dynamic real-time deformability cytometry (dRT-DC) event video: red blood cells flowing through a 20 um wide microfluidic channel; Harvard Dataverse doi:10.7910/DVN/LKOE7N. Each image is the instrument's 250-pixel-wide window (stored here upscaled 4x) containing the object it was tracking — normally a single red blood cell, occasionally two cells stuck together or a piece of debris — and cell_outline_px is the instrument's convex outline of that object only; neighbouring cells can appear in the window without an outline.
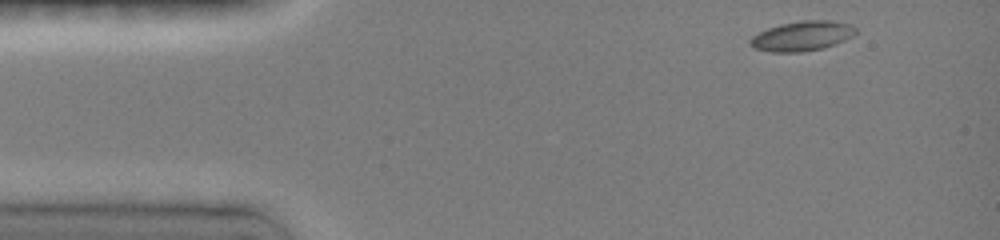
{"species": "common noctule bat (a hibernating species)", "species_latin": "Nyctalus noctula", "temperature_condition": "room temperature", "stored_images_in_passage": 5, "camera_frame_rate_fps": 3000, "um_per_image_px": 0.085, "animal": {"sex": "female", "body_mass_g": 19.0, "forearm_length_mm": 51.5}, "frame": {"image": 1, "passage_image": 1, "time_ms": 0.0, "image_size_px": [1000, 240], "cell_outline_px": [[856, 32], [852, 36], [844, 40], [824, 48], [800, 52], [772, 52], [756, 48], [748, 40], [752, 36], [768, 28], [780, 24], [804, 20], [828, 20], [848, 24], [856, 28]], "centroid_in_image_um": [68.18, 3.06], "position_along_channel_um": 16.8, "area_um2": 18.03}}
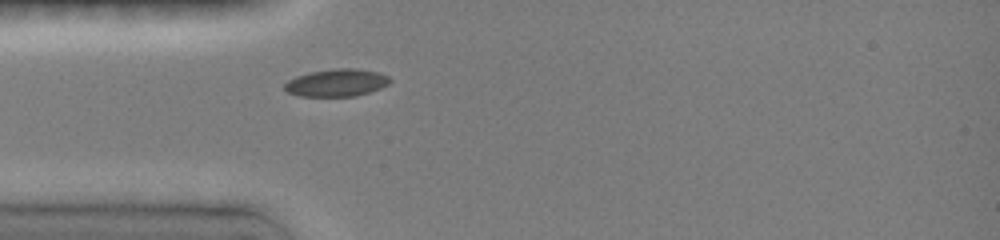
{"frame": {"image": 2, "passage_image": 5, "time_ms": 3.0, "image_size_px": [1000, 240], "cell_outline_px": [[392, 80], [388, 84], [380, 88], [356, 96], [300, 96], [288, 92], [284, 88], [284, 84], [288, 80], [296, 76], [312, 72], [336, 68], [356, 68], [376, 72], [388, 76]], "centroid_in_image_um": [28.61, 7.03], "position_along_channel_um": 56.4, "area_um2": 16.7}}